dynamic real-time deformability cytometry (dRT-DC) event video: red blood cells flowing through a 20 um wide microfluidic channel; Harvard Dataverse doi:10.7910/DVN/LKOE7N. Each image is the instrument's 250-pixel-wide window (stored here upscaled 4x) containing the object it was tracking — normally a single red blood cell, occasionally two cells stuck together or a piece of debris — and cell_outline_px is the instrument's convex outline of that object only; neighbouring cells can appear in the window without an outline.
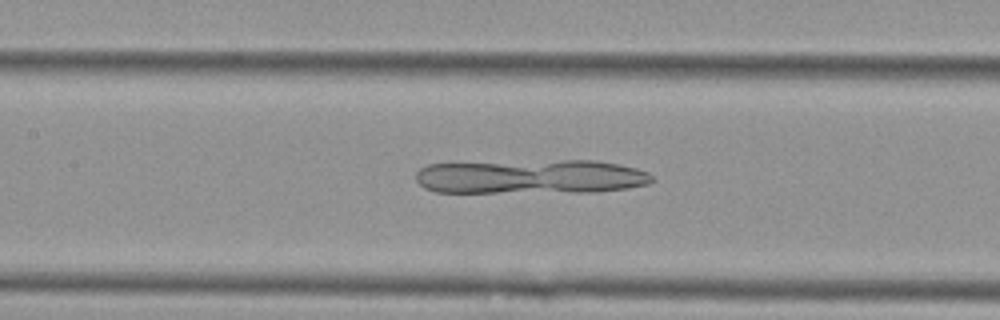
{"species": "Egyptian fruit bat (a non-hibernating species)", "species_latin": "Rousettus aegyptiacus", "temperature_condition": "cold", "stored_images_in_passage": 16, "camera_frame_rate_fps": 3000, "um_per_image_px": 0.085, "animal": {"sex": "female"}, "frame": {"image": 1, "passage_image": 13, "time_ms": 4.0, "image_size_px": [1000, 320], "cell_outline_px": [[652, 180], [648, 184], [628, 188], [596, 192], [436, 192], [424, 188], [416, 180], [416, 172], [420, 168], [428, 164], [564, 160], [596, 160], [636, 168], [648, 172], [652, 176]], "centroid_in_image_um": [45.13, 15.02], "position_along_channel_um": 162.3, "area_um2": 47.28}}